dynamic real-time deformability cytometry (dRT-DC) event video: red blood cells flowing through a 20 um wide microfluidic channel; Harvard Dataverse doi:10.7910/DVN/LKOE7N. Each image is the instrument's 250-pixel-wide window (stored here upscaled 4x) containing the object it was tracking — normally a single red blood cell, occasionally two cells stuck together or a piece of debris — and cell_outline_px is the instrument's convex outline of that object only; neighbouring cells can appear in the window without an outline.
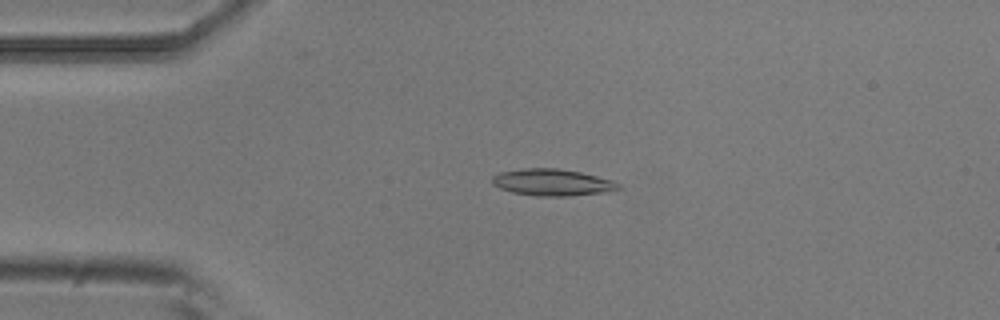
{"species": "common noctule bat (a hibernating species)", "species_latin": "Nyctalus noctula", "temperature_condition": "room temperature", "stored_images_in_passage": 3, "camera_frame_rate_fps": 3000, "um_per_image_px": 0.085, "animal": {"sex": "male", "body_mass_g": 20.5, "forearm_length_mm": 52.5}, "frame": {"image": 1, "passage_image": 2, "time_ms": 0.333, "image_size_px": [1000, 320], "cell_outline_px": [[620, 188], [600, 192], [568, 196], [536, 196], [512, 192], [500, 188], [492, 184], [492, 176], [500, 172], [524, 168], [560, 168], [580, 172], [612, 180], [620, 184]], "centroid_in_image_um": [46.89, 15.49], "position_along_channel_um": 38.1, "area_um2": 19.48}}